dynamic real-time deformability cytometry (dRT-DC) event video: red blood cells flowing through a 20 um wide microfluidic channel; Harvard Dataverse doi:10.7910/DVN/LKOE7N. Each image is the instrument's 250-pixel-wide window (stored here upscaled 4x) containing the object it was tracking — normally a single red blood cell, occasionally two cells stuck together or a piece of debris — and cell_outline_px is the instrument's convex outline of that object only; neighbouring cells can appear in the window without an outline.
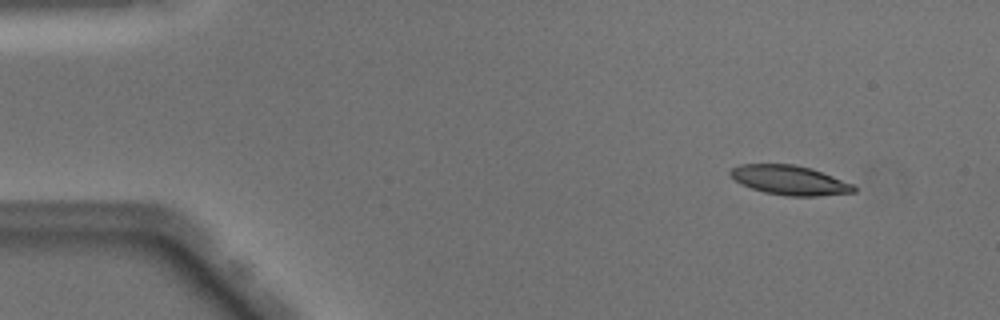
{"species": "Egyptian fruit bat (a non-hibernating species)", "species_latin": "Rousettus aegyptiacus", "temperature_condition": "warm", "stored_images_in_passage": 49, "camera_frame_rate_fps": 3000, "um_per_image_px": 0.085, "animal": {"sex": "male"}, "frame": {"image": 1, "passage_image": 4, "time_ms": 1.0, "image_size_px": [1000, 320], "cell_outline_px": [[856, 192], [816, 196], [788, 196], [764, 192], [752, 188], [736, 180], [728, 172], [732, 168], [740, 164], [796, 164], [812, 168], [856, 184]], "centroid_in_image_um": [67.19, 15.31], "position_along_channel_um": 17.8, "area_um2": 21.27}}
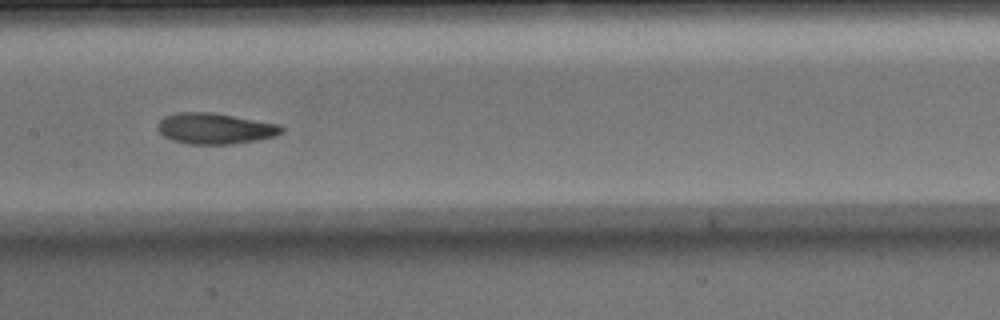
{"frame": {"image": 2, "passage_image": 24, "time_ms": 7.667, "image_size_px": [1000, 320], "cell_outline_px": [[284, 132], [272, 136], [256, 140], [232, 144], [188, 144], [172, 140], [164, 136], [156, 128], [156, 124], [164, 116], [176, 112], [212, 112], [280, 124], [284, 128]], "centroid_in_image_um": [18.25, 10.91], "position_along_channel_um": 189.2, "area_um2": 22.43}}
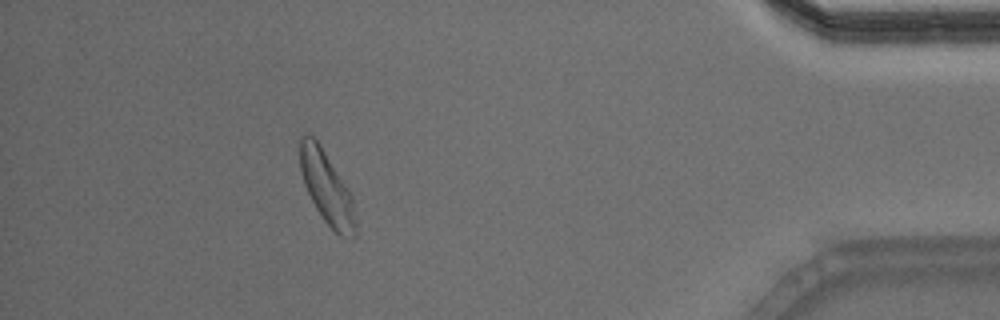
{"frame": {"image": 3, "passage_image": 44, "time_ms": 14.333, "image_size_px": [1000, 320], "cell_outline_px": [[356, 236], [340, 236], [324, 220], [316, 208], [304, 184], [300, 168], [300, 136], [308, 132], [320, 144], [352, 196], [356, 224]], "centroid_in_image_um": [27.76, 15.94], "position_along_channel_um": 407.4, "area_um2": 23.0}, "authors_computed_cell_mechanics": {"area_um2": 22.0796, "velocity_mm_per_s": 4.0363, "shape_relaxation_time_tau1_ms": 7.1023, "shape_relaxation_time_tau2_ms": 2.159, "deformation_change_tau1": 0.2045, "deformation_change_tau2": 0.0839}}